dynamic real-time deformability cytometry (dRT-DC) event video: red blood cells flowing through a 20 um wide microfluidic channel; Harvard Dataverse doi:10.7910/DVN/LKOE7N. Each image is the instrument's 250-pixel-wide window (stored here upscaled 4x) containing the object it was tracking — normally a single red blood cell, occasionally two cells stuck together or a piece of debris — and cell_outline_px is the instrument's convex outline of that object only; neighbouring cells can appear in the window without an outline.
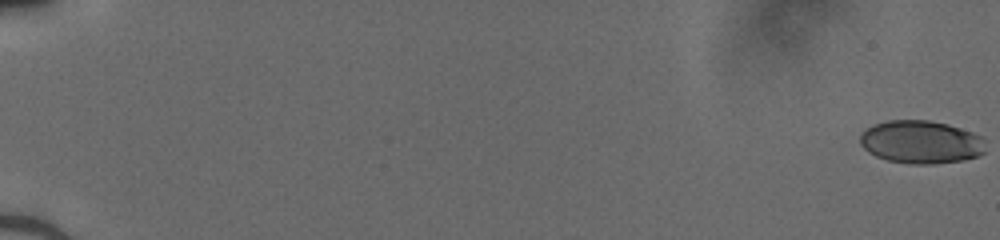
{"species": "human", "species_latin": "Homo sapiens", "temperature_condition": "cold", "stored_images_in_passage": 52, "camera_frame_rate_fps": 3000, "um_per_image_px": 0.085, "donor": {"sex": "male"}, "frame": {"image": 1, "passage_image": 1, "time_ms": 0.0, "image_size_px": [1000, 240], "cell_outline_px": [[984, 152], [976, 156], [964, 160], [932, 164], [912, 164], [888, 160], [876, 156], [868, 152], [860, 144], [860, 136], [868, 128], [876, 124], [888, 120], [928, 120], [948, 124], [972, 132], [980, 136], [984, 140]], "centroid_in_image_um": [78.29, 12.07], "position_along_channel_um": 6.7, "area_um2": 31.27}}
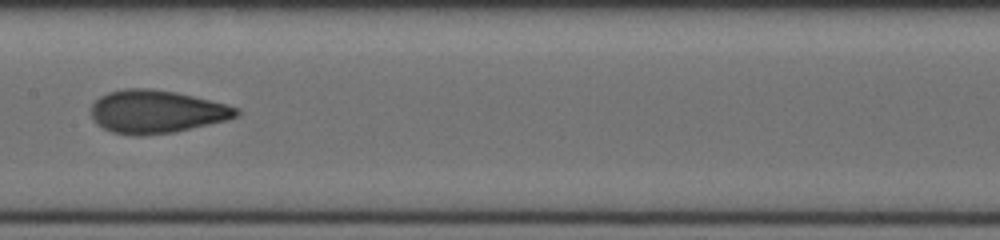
{"frame": {"image": 2, "passage_image": 30, "time_ms": 9.667, "image_size_px": [1000, 240], "cell_outline_px": [[240, 112], [236, 116], [228, 120], [176, 132], [140, 136], [132, 136], [112, 132], [96, 124], [92, 120], [92, 104], [100, 96], [108, 92], [124, 88], [152, 88], [176, 92], [240, 108]], "centroid_in_image_um": [13.28, 9.5], "position_along_channel_um": 194.1, "area_um2": 36.59}}
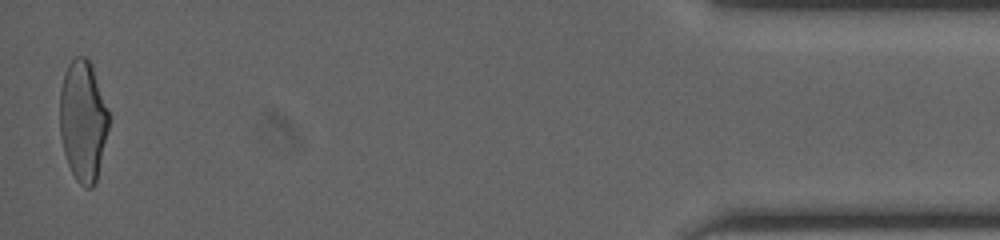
{"frame": {"image": 3, "passage_image": 52, "time_ms": 17.0, "image_size_px": [1000, 240], "cell_outline_px": [[108, 128], [96, 180], [92, 188], [84, 188], [76, 180], [68, 164], [64, 152], [60, 136], [60, 88], [64, 72], [68, 64], [76, 56], [84, 56], [92, 64], [108, 112]], "centroid_in_image_um": [7.03, 10.25], "position_along_channel_um": 428.2, "area_um2": 34.22}}